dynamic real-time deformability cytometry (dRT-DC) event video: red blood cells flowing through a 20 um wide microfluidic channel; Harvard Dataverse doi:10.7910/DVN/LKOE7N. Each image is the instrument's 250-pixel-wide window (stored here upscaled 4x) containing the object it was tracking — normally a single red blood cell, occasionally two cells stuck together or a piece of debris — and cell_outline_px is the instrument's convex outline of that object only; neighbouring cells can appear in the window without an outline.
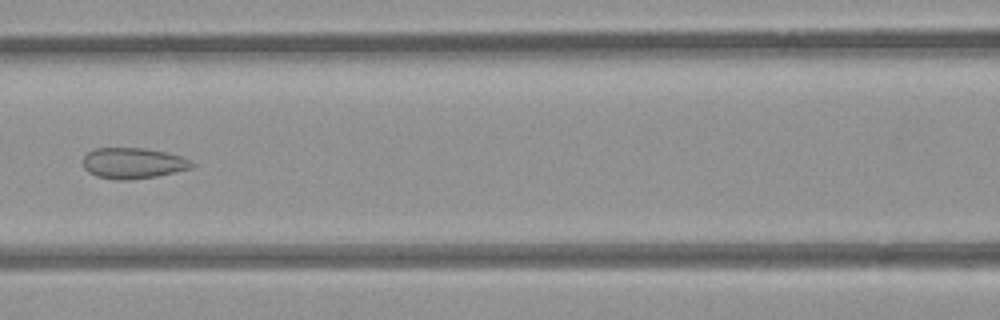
{"species": "common noctule bat (a hibernating species)", "species_latin": "Nyctalus noctula", "temperature_condition": "room temperature", "stored_images_in_passage": 6, "camera_frame_rate_fps": 3000, "um_per_image_px": 0.085, "animal": {"sex": "female", "body_mass_g": 21.9}, "frame": {"image": 1, "passage_image": 6, "time_ms": 1.667, "image_size_px": [1000, 320], "cell_outline_px": [[196, 164], [192, 168], [156, 176], [128, 180], [116, 180], [96, 176], [88, 172], [84, 168], [84, 156], [88, 152], [96, 148], [144, 148], [164, 152], [180, 156], [192, 160]], "centroid_in_image_um": [11.32, 13.87], "position_along_channel_um": 155.3, "area_um2": 19.54}}